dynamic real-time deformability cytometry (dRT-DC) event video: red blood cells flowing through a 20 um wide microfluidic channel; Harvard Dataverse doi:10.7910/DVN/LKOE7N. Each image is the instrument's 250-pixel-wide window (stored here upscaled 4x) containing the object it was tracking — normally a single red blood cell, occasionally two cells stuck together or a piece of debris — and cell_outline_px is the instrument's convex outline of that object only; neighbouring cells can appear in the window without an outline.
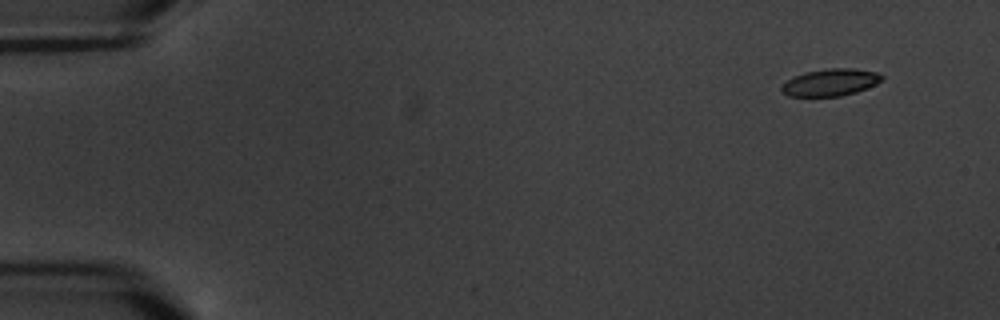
{"species": "common noctule bat (a hibernating species)", "species_latin": "Nyctalus noctula", "temperature_condition": "warm", "stored_images_in_passage": 4, "camera_frame_rate_fps": 3000, "um_per_image_px": 0.085, "animal": {"sex": "male", "body_mass_g": 20.1, "forearm_length_mm": 53.5}, "frame": {"image": 1, "passage_image": 1, "time_ms": 0.0, "image_size_px": [1000, 320], "cell_outline_px": [[884, 76], [876, 84], [856, 92], [840, 96], [788, 96], [780, 92], [780, 88], [788, 80], [796, 76], [808, 72], [828, 68], [852, 68], [876, 72]], "centroid_in_image_um": [70.58, 7.01], "position_along_channel_um": 14.4, "area_um2": 15.61}}